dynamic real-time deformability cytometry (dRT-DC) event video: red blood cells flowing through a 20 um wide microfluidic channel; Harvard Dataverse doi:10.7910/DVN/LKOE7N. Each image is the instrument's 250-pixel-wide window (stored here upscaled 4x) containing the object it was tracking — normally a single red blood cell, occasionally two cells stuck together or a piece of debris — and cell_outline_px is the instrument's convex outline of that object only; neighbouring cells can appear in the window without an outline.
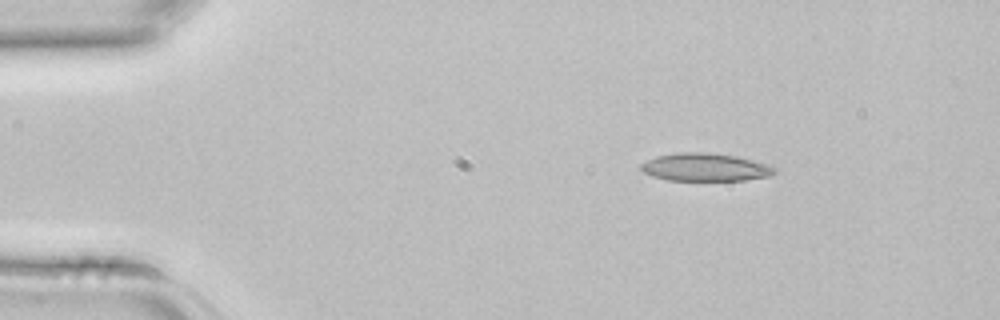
{"species": "common noctule bat (a hibernating species)", "species_latin": "Nyctalus noctula", "temperature_condition": "room temperature", "stored_images_in_passage": 3, "camera_frame_rate_fps": 3000, "um_per_image_px": 0.085, "animal": {"sex": "female", "body_mass_g": 22.7, "forearm_length_mm": 54.2}, "frame": {"image": 1, "passage_image": 2, "time_ms": 0.333, "image_size_px": [1000, 320], "cell_outline_px": [[776, 172], [768, 176], [744, 180], [668, 180], [652, 176], [644, 172], [640, 168], [640, 164], [656, 156], [676, 152], [708, 152], [736, 156], [772, 164], [776, 168]], "centroid_in_image_um": [59.97, 14.2], "position_along_channel_um": 25.0, "area_um2": 21.85}}